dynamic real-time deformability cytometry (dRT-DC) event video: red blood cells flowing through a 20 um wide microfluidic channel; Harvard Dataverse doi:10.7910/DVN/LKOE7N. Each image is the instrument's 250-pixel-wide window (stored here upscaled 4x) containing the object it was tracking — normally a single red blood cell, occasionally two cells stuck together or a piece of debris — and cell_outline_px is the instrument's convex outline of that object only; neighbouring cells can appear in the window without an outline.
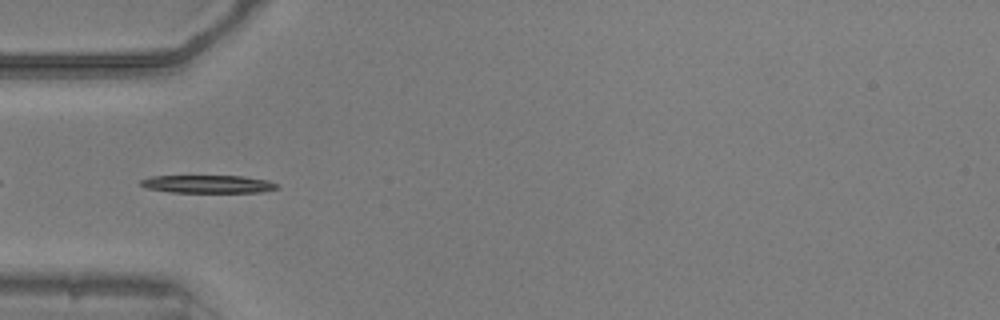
{"species": "common noctule bat (a hibernating species)", "species_latin": "Nyctalus noctula", "temperature_condition": "warm", "stored_images_in_passage": 17, "camera_frame_rate_fps": 3000, "um_per_image_px": 0.085, "animal": {"sex": "male", "body_mass_g": 20.5, "forearm_length_mm": 52.5}, "frame": {"image": 1, "passage_image": 2, "time_ms": 0.333, "image_size_px": [1000, 320], "cell_outline_px": [[280, 188], [260, 192], [172, 192], [148, 188], [140, 184], [140, 180], [152, 176], [244, 176], [268, 180], [276, 184]], "centroid_in_image_um": [17.71, 15.64], "position_along_channel_um": 67.3, "area_um2": 14.05}}
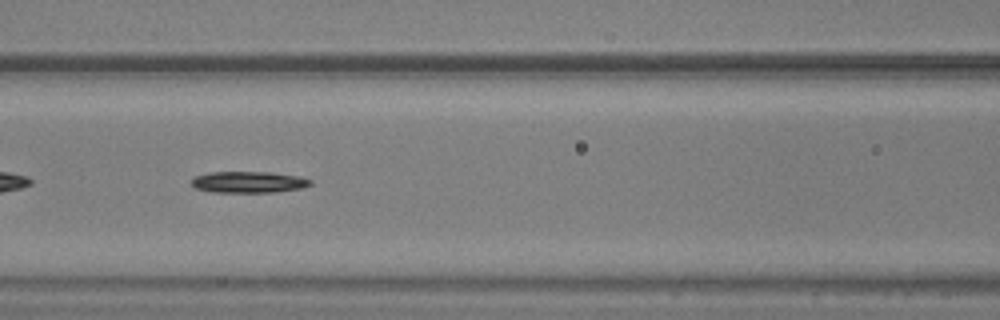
{"frame": {"image": 2, "passage_image": 8, "time_ms": 2.333, "image_size_px": [1000, 320], "cell_outline_px": [[312, 184], [300, 188], [276, 192], [212, 192], [196, 188], [192, 184], [192, 180], [196, 176], [212, 172], [272, 172], [300, 176], [312, 180]], "centroid_in_image_um": [21.17, 15.47], "position_along_channel_um": 145.4, "area_um2": 14.74}}